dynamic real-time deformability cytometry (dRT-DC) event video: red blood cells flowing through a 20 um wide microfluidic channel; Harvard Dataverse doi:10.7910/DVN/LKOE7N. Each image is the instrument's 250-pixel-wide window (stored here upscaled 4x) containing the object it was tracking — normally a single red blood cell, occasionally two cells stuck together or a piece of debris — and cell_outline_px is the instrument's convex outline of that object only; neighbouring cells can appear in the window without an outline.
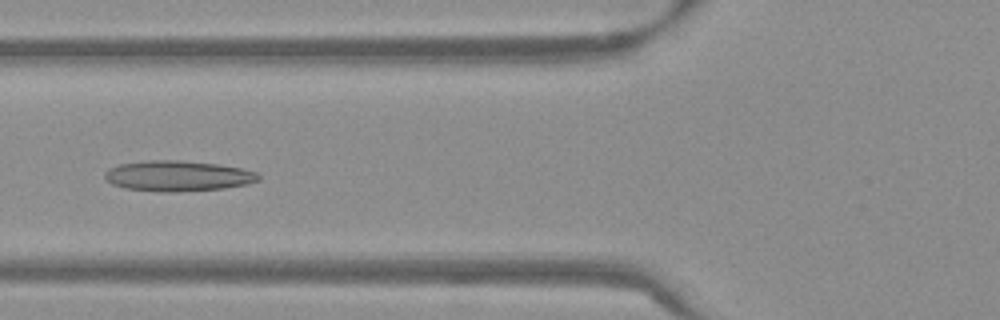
{"species": "Egyptian fruit bat (a non-hibernating species)", "species_latin": "Rousettus aegyptiacus", "temperature_condition": "warm", "stored_images_in_passage": 43, "camera_frame_rate_fps": 3000, "um_per_image_px": 0.085, "frame": {"image": 1, "passage_image": 11, "time_ms": 3.333, "image_size_px": [1000, 320], "cell_outline_px": [[260, 180], [248, 184], [224, 188], [176, 192], [160, 192], [124, 188], [112, 184], [104, 176], [104, 172], [108, 168], [120, 164], [148, 160], [180, 160], [216, 164], [240, 168], [256, 172], [260, 176]], "centroid_in_image_um": [15.1, 14.96], "position_along_channel_um": 110.7, "area_um2": 27.4}}
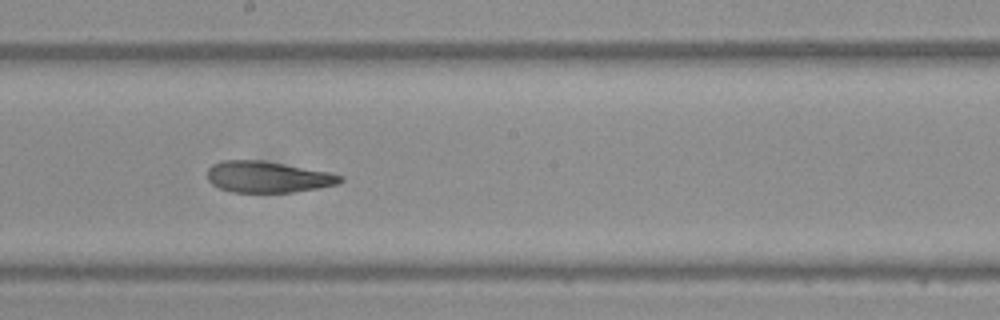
{"frame": {"image": 2, "passage_image": 20, "time_ms": 6.333, "image_size_px": [1000, 320], "cell_outline_px": [[344, 180], [336, 184], [316, 188], [292, 192], [232, 192], [220, 188], [212, 184], [208, 180], [208, 168], [212, 164], [220, 160], [264, 160], [332, 172], [344, 176]], "centroid_in_image_um": [22.77, 15.02], "position_along_channel_um": 225.4, "area_um2": 24.39}}
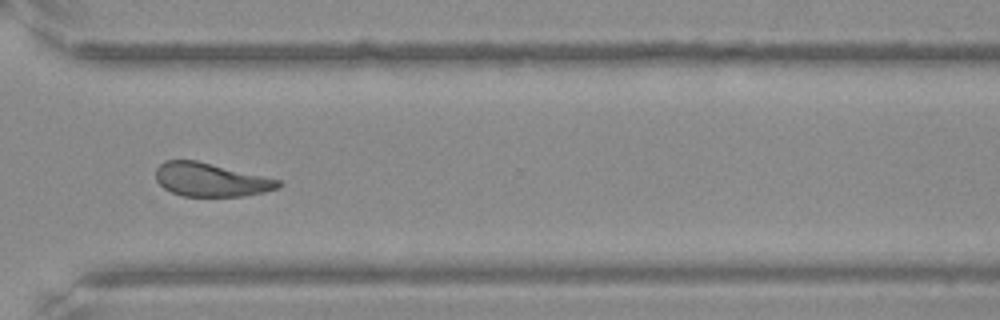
{"frame": {"image": 3, "passage_image": 30, "time_ms": 9.667, "image_size_px": [1000, 320], "cell_outline_px": [[284, 184], [280, 188], [264, 192], [244, 196], [180, 196], [164, 188], [156, 180], [156, 168], [164, 160], [196, 160], [280, 180]], "centroid_in_image_um": [17.92, 15.28], "position_along_channel_um": 352.7, "area_um2": 23.93}, "authors_computed_cell_mechanics": {"area_um2": 25.3742, "velocity_mm_per_s": 3.8177, "shape_relaxation_time_tau1_ms": null, "shape_relaxation_time_tau2_ms": 2.4375, "deformation_change_tau1": null, "deformation_change_tau2": 0.1113}}